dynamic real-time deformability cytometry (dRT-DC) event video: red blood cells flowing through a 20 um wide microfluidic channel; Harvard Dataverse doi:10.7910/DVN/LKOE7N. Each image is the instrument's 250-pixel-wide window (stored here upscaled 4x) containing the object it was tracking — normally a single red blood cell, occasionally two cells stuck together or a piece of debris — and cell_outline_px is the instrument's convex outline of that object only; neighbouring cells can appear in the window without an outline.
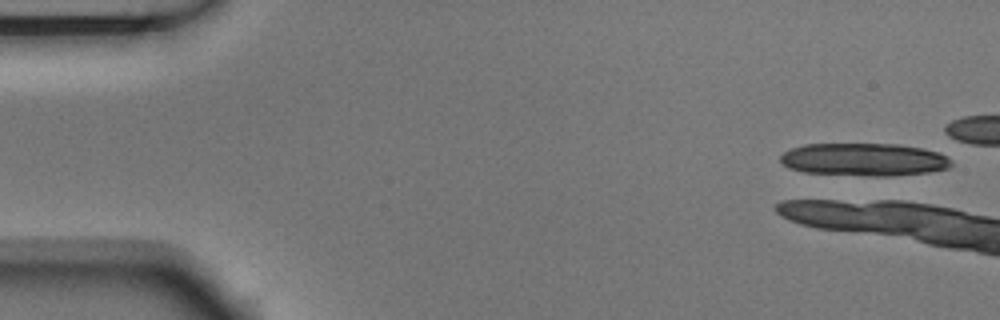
{"species": "Egyptian fruit bat (a non-hibernating species)", "species_latin": "Rousettus aegyptiacus", "temperature_condition": "room temperature", "stored_images_in_passage": 8, "camera_frame_rate_fps": 3000, "um_per_image_px": 0.085, "animal": {"sex": "male"}, "frame": {"image": 1, "passage_image": 1, "time_ms": 0.0, "image_size_px": [1000, 320], "cell_outline_px": [[952, 164], [948, 168], [928, 172], [888, 176], [868, 176], [804, 172], [788, 168], [780, 160], [780, 156], [784, 152], [792, 148], [804, 144], [900, 144], [924, 148], [940, 152], [948, 156], [952, 160]], "centroid_in_image_um": [73.48, 13.55], "position_along_channel_um": 11.5, "area_um2": 32.89}}
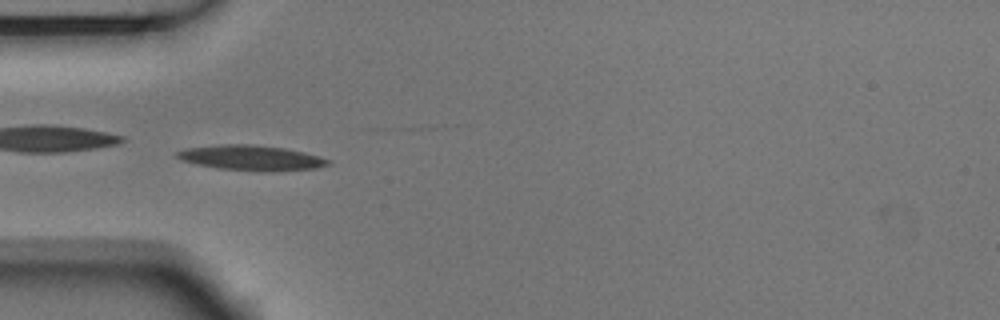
{"frame": {"image": 2, "passage_image": 7, "time_ms": 2.0, "image_size_px": [1000, 320], "cell_outline_px": [[332, 164], [316, 168], [268, 172], [260, 172], [216, 168], [196, 164], [180, 160], [176, 156], [176, 152], [184, 148], [220, 144], [252, 144], [284, 148], [304, 152], [328, 160]], "centroid_in_image_um": [21.3, 13.42], "position_along_channel_um": 63.7, "area_um2": 22.31}}
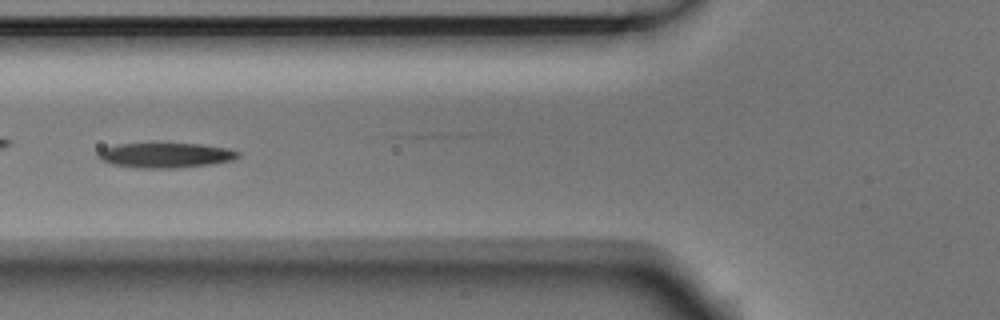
{"frame": {"image": 3, "passage_image": 8, "time_ms": 2.333, "image_size_px": [1000, 320], "cell_outline_px": [[240, 156], [232, 160], [212, 164], [176, 168], [136, 168], [112, 164], [100, 160], [96, 156], [104, 148], [120, 144], [200, 144], [228, 148], [240, 152]], "centroid_in_image_um": [14.09, 13.21], "position_along_channel_um": 111.7, "area_um2": 20.23}}